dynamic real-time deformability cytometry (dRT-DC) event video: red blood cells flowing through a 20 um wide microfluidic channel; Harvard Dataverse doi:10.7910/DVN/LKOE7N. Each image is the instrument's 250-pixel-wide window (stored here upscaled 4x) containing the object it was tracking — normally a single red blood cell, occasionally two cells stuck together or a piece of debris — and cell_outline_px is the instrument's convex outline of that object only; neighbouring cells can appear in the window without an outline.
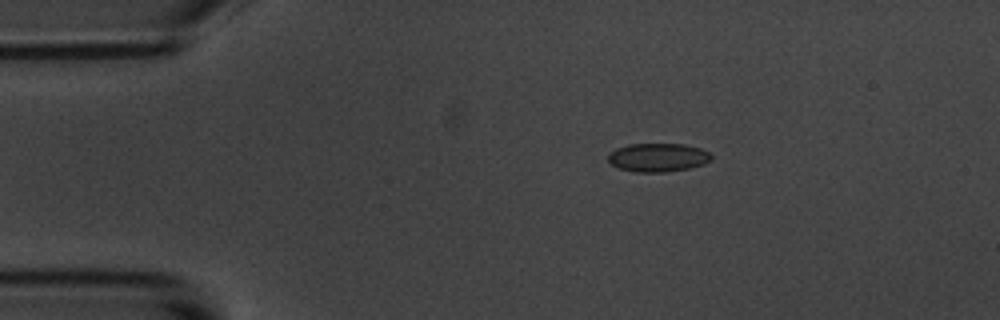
{"species": "common noctule bat (a hibernating species)", "species_latin": "Nyctalus noctula", "temperature_condition": "room temperature", "stored_images_in_passage": 4, "camera_frame_rate_fps": 3000, "um_per_image_px": 0.085, "animal": {"sex": "male", "body_mass_g": 20.1, "forearm_length_mm": 53.5}, "frame": {"image": 1, "passage_image": 3, "time_ms": 2.333, "image_size_px": [1000, 320], "cell_outline_px": [[712, 160], [704, 164], [688, 168], [664, 172], [636, 172], [620, 168], [612, 164], [608, 160], [608, 152], [616, 148], [628, 144], [684, 144], [700, 148], [708, 152], [712, 156]], "centroid_in_image_um": [55.92, 13.37], "position_along_channel_um": 29.1, "area_um2": 17.17}}